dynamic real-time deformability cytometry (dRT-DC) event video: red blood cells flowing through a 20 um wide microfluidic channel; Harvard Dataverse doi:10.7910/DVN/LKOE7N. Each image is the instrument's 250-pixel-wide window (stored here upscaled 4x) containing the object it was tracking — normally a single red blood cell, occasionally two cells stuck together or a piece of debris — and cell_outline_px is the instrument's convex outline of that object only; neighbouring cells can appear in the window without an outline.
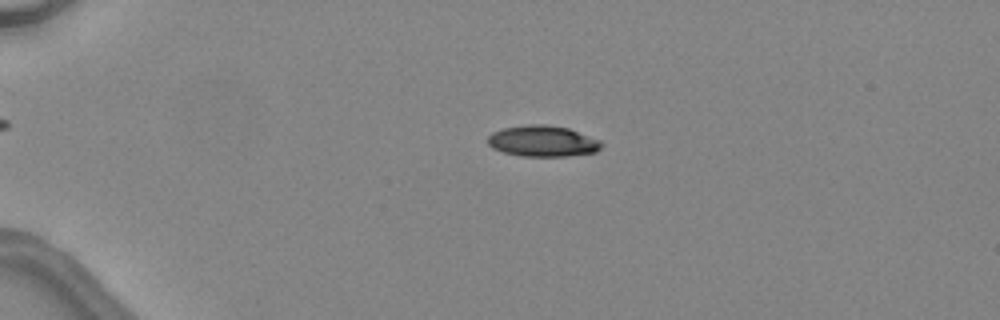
{"species": "common noctule bat (a hibernating species)", "species_latin": "Nyctalus noctula", "temperature_condition": "warm", "stored_images_in_passage": 43, "camera_frame_rate_fps": 3000, "um_per_image_px": 0.085, "animal": {"sex": "female", "body_mass_g": 24.6, "forearm_length_mm": 56.2}, "frame": {"image": 1, "passage_image": 8, "time_ms": 2.333, "image_size_px": [1000, 320], "cell_outline_px": [[604, 144], [596, 152], [568, 156], [520, 156], [504, 152], [492, 148], [488, 144], [488, 136], [492, 132], [504, 128], [528, 124], [544, 124], [568, 128], [600, 140]], "centroid_in_image_um": [46.13, 12.0], "position_along_channel_um": 38.9, "area_um2": 20.58}}
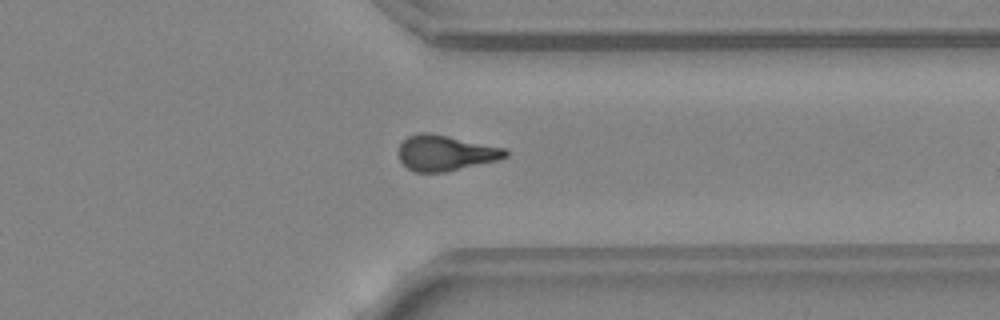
{"frame": {"image": 2, "passage_image": 34, "time_ms": 11.0, "image_size_px": [1000, 320], "cell_outline_px": [[508, 156], [500, 160], [444, 172], [416, 172], [408, 168], [400, 160], [400, 144], [408, 136], [420, 132], [428, 132], [508, 148]], "centroid_in_image_um": [37.92, 13.0], "position_along_channel_um": 373.5, "area_um2": 22.14}}
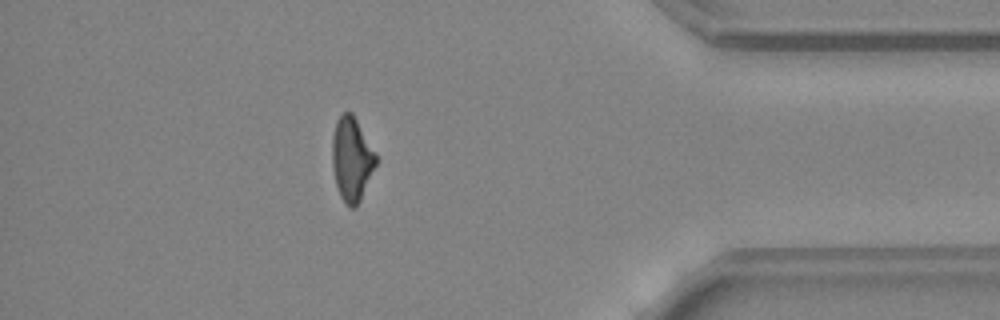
{"frame": {"image": 3, "passage_image": 38, "time_ms": 12.333, "image_size_px": [1000, 320], "cell_outline_px": [[376, 164], [360, 200], [356, 208], [352, 208], [344, 204], [340, 196], [336, 184], [332, 164], [332, 136], [336, 120], [344, 112], [352, 112], [376, 152]], "centroid_in_image_um": [29.88, 13.52], "position_along_channel_um": 405.3, "area_um2": 21.39}, "authors_computed_cell_mechanics": {"area_um2": 21.5016, "velocity_mm_per_s": 4.5828, "shape_relaxation_time_tau1_ms": 4.1871, "shape_relaxation_time_tau2_ms": 5.3445, "deformation_change_tau1": 0.1917, "deformation_change_tau2": 0.1612}}